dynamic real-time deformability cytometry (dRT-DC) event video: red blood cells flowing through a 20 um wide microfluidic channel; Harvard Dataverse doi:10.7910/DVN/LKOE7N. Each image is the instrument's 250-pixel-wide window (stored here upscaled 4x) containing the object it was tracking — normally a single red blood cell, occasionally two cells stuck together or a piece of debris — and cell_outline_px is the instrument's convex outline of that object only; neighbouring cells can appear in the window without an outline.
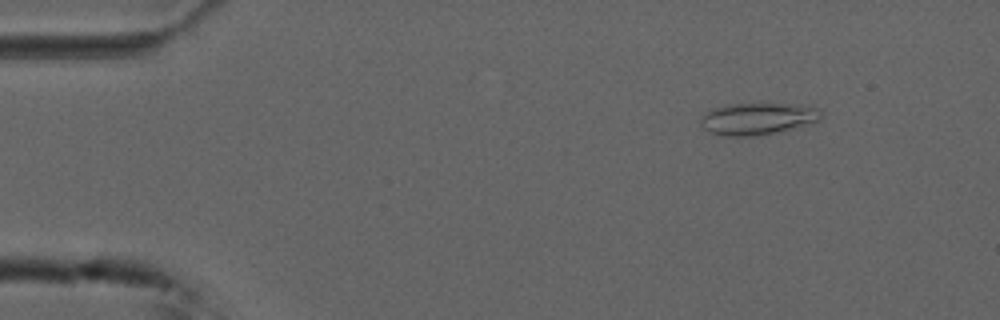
{"species": "common noctule bat (a hibernating species)", "species_latin": "Nyctalus noctula", "temperature_condition": "cold", "stored_images_in_passage": 55, "camera_frame_rate_fps": 3000, "um_per_image_px": 0.085, "animal": {"sex": "male", "forearm_length_mm": 52.5}, "frame": {"image": 1, "passage_image": 7, "time_ms": 2.0, "image_size_px": [1000, 320], "cell_outline_px": [[824, 116], [820, 120], [772, 132], [752, 136], [724, 136], [712, 132], [704, 128], [700, 124], [700, 120], [704, 112], [712, 108], [724, 104], [804, 104], [820, 108], [824, 112]], "centroid_in_image_um": [64.4, 10.05], "position_along_channel_um": 20.6, "area_um2": 22.31}}
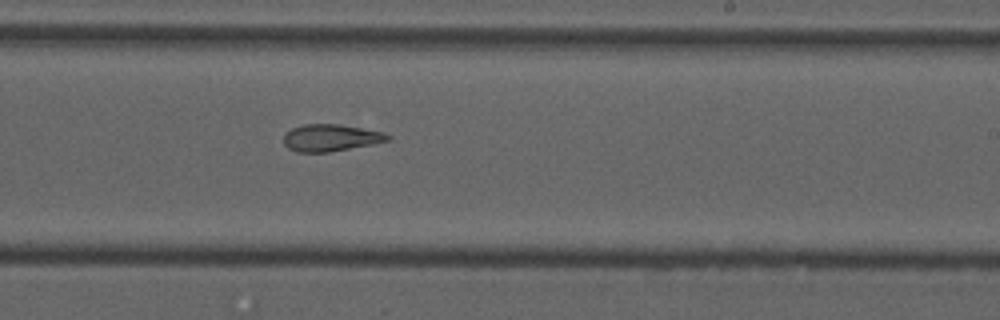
{"frame": {"image": 2, "passage_image": 33, "time_ms": 10.667, "image_size_px": [1000, 320], "cell_outline_px": [[392, 140], [372, 144], [328, 152], [296, 152], [288, 148], [284, 144], [284, 136], [292, 128], [304, 124], [340, 124], [384, 132], [392, 136]], "centroid_in_image_um": [28.14, 11.71], "position_along_channel_um": 260.9, "area_um2": 16.36}}
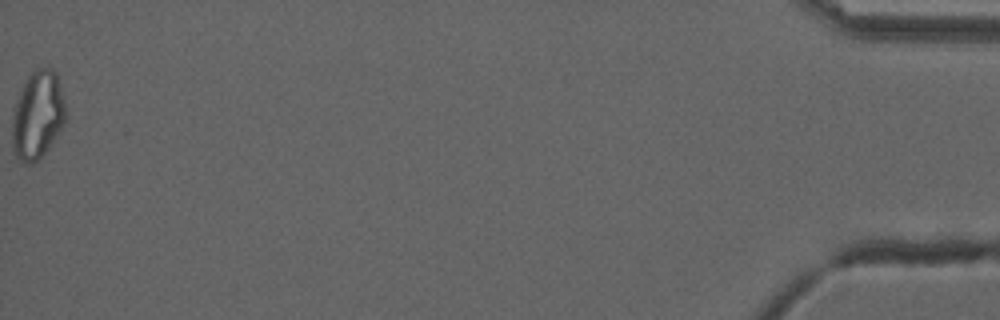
{"frame": {"image": 3, "passage_image": 55, "time_ms": 18.0, "image_size_px": [1000, 320], "cell_outline_px": [[68, 116], [64, 124], [48, 148], [32, 164], [24, 164], [16, 156], [12, 148], [12, 116], [20, 92], [28, 76], [36, 68], [52, 68], [56, 72], [64, 100]], "centroid_in_image_um": [3.21, 9.79], "position_along_channel_um": 432.0, "area_um2": 27.34}, "authors_computed_cell_mechanics": {"area_um2": 19.8832, "velocity_mm_per_s": 3.7397, "shape_relaxation_time_tau1_ms": null, "shape_relaxation_time_tau2_ms": 6.2791, "deformation_change_tau1": null, "deformation_change_tau2": 0.1692}}